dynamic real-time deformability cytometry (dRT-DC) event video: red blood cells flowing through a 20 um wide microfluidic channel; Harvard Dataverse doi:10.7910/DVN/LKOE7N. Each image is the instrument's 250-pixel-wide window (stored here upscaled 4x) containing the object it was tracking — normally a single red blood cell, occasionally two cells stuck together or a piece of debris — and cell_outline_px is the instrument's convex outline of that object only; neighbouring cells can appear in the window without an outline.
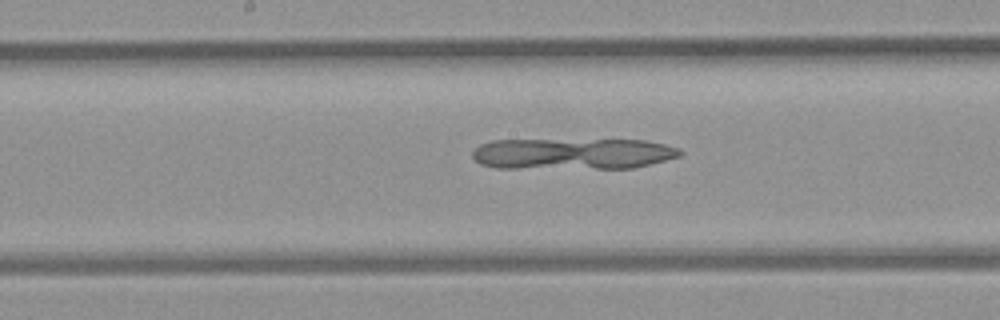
{"species": "common noctule bat (a hibernating species)", "species_latin": "Nyctalus noctula", "temperature_condition": "room temperature", "stored_images_in_passage": 34, "camera_frame_rate_fps": 3000, "um_per_image_px": 0.085, "animal": {"sex": "female", "body_mass_g": 21.9}, "frame": {"image": 1, "passage_image": 20, "time_ms": 6.333, "image_size_px": [1000, 320], "cell_outline_px": [[684, 152], [680, 156], [632, 168], [500, 168], [480, 164], [472, 156], [472, 152], [480, 144], [492, 140], [644, 140], [664, 144], [680, 148]], "centroid_in_image_um": [48.67, 13.06], "position_along_channel_um": 199.5, "area_um2": 37.74}}